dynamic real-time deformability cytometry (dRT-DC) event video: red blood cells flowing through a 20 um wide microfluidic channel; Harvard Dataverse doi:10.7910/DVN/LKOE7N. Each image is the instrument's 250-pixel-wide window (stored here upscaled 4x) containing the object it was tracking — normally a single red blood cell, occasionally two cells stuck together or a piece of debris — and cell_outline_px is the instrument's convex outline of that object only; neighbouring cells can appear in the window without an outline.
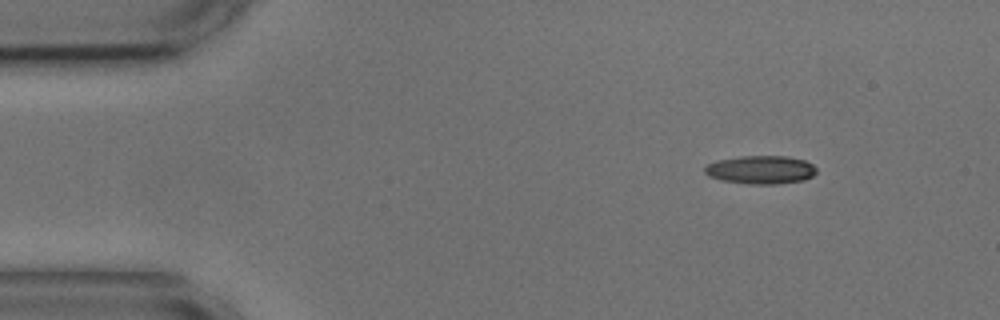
{"species": "common noctule bat (a hibernating species)", "species_latin": "Nyctalus noctula", "temperature_condition": "cold", "stored_images_in_passage": 50, "camera_frame_rate_fps": 3000, "um_per_image_px": 0.085, "animal": {"sex": "male", "body_mass_g": 17.9, "forearm_length_mm": 54.2}, "frame": {"image": 1, "passage_image": 1, "time_ms": 0.0, "image_size_px": [1000, 320], "cell_outline_px": [[816, 172], [812, 176], [804, 180], [776, 184], [748, 184], [720, 180], [708, 176], [704, 172], [704, 168], [708, 164], [716, 160], [740, 156], [788, 156], [804, 160], [812, 164], [816, 168]], "centroid_in_image_um": [64.64, 14.43], "position_along_channel_um": 20.4, "area_um2": 18.55}}
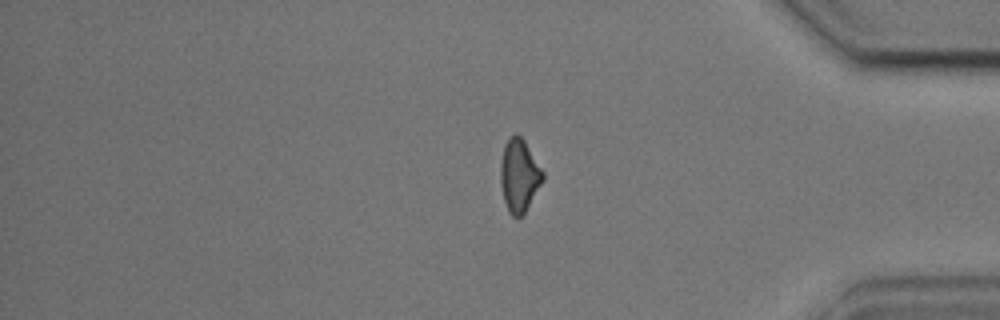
{"frame": {"image": 2, "passage_image": 40, "time_ms": 13.0, "image_size_px": [1000, 320], "cell_outline_px": [[544, 180], [524, 212], [520, 216], [512, 216], [508, 212], [504, 200], [500, 184], [500, 164], [504, 144], [508, 136], [516, 132], [524, 140], [544, 172]], "centroid_in_image_um": [44.12, 14.87], "position_along_channel_um": 391.1, "area_um2": 18.03}}
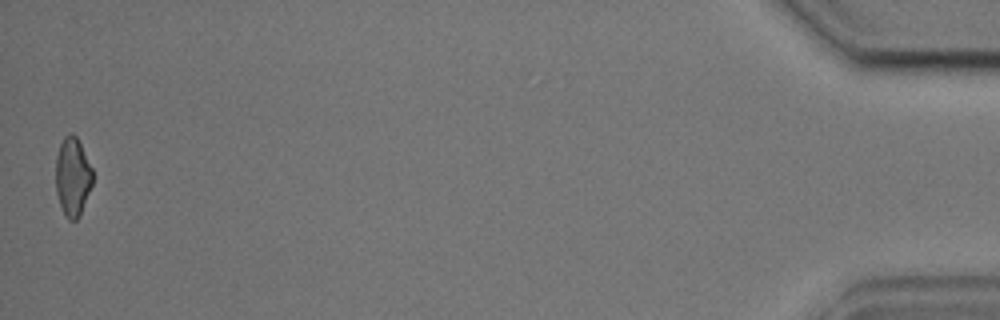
{"frame": {"image": 3, "passage_image": 49, "time_ms": 16.0, "image_size_px": [1000, 320], "cell_outline_px": [[92, 184], [80, 216], [76, 220], [68, 220], [64, 216], [56, 192], [56, 156], [60, 144], [64, 136], [68, 132], [72, 132], [76, 136], [92, 168]], "centroid_in_image_um": [6.16, 15.03], "position_along_channel_um": 429.0, "area_um2": 16.94}}